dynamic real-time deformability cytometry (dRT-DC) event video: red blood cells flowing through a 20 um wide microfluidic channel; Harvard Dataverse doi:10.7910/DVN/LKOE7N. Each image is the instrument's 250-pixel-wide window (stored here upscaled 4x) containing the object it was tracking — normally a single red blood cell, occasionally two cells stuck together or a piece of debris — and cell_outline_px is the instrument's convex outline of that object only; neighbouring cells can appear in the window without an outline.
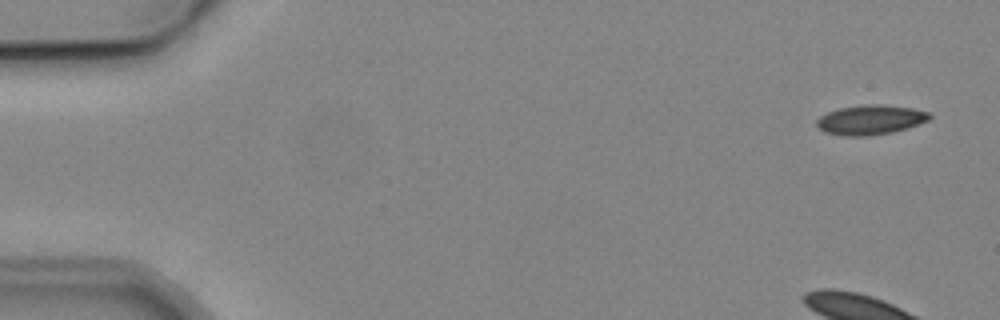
{"species": "common noctule bat (a hibernating species)", "species_latin": "Nyctalus noctula", "temperature_condition": "cold", "stored_images_in_passage": 4, "camera_frame_rate_fps": 3000, "um_per_image_px": 0.085, "animal": {"sex": "male", "body_mass_g": 19.2, "forearm_length_mm": 51.8}, "frame": {"image": 1, "passage_image": 1, "time_ms": 0.0, "image_size_px": [1000, 320], "cell_outline_px": [[932, 116], [928, 120], [908, 128], [892, 132], [868, 136], [844, 136], [824, 132], [816, 124], [816, 120], [820, 116], [828, 112], [840, 108], [868, 104], [880, 104], [912, 108], [928, 112]], "centroid_in_image_um": [73.98, 10.19], "position_along_channel_um": 11.0, "area_um2": 19.42}}